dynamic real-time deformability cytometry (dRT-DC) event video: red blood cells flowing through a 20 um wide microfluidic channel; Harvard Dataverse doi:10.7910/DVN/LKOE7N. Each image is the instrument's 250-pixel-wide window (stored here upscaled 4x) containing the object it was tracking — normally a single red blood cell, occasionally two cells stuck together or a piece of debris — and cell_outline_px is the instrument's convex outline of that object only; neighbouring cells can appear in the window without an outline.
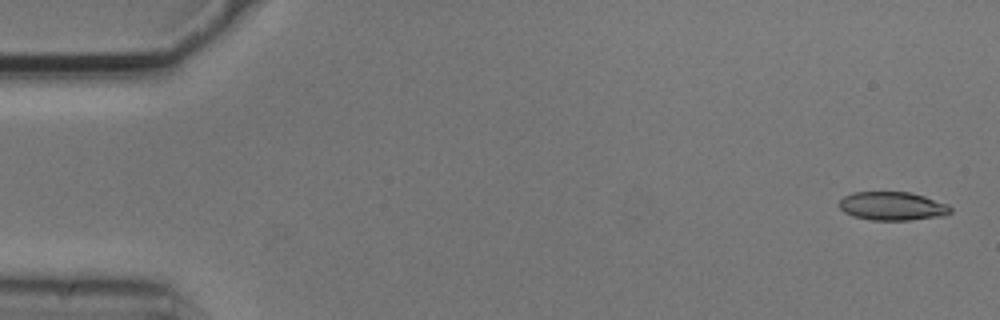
{"species": "common noctule bat (a hibernating species)", "species_latin": "Nyctalus noctula", "temperature_condition": "cold", "stored_images_in_passage": 4, "camera_frame_rate_fps": 3000, "um_per_image_px": 0.085, "animal": {"sex": "male", "body_mass_g": 20.5, "forearm_length_mm": 52.5}, "frame": {"image": 1, "passage_image": 1, "time_ms": 0.0, "image_size_px": [1000, 320], "cell_outline_px": [[952, 212], [944, 216], [908, 220], [872, 220], [852, 216], [844, 212], [836, 204], [844, 196], [852, 192], [908, 192], [924, 196], [948, 204], [952, 208]], "centroid_in_image_um": [75.84, 17.52], "position_along_channel_um": 9.2, "area_um2": 18.67}}
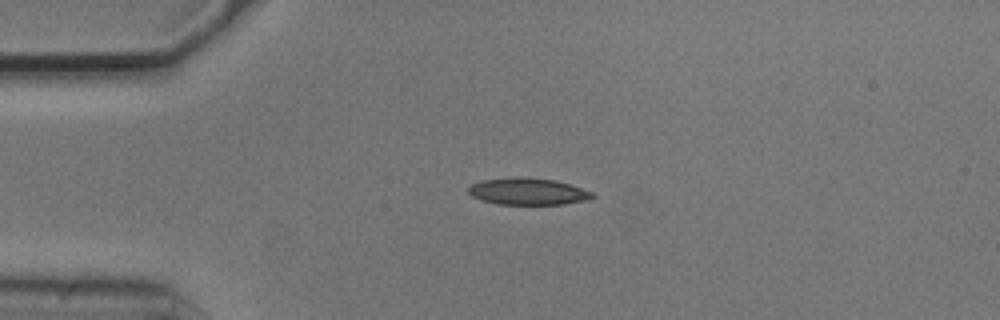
{"frame": {"image": 2, "passage_image": 3, "time_ms": 0.667, "image_size_px": [1000, 320], "cell_outline_px": [[596, 196], [588, 200], [564, 204], [496, 204], [480, 200], [472, 196], [468, 192], [468, 188], [472, 184], [484, 180], [556, 180], [592, 192]], "centroid_in_image_um": [44.9, 16.34], "position_along_channel_um": 40.1, "area_um2": 18.32}}